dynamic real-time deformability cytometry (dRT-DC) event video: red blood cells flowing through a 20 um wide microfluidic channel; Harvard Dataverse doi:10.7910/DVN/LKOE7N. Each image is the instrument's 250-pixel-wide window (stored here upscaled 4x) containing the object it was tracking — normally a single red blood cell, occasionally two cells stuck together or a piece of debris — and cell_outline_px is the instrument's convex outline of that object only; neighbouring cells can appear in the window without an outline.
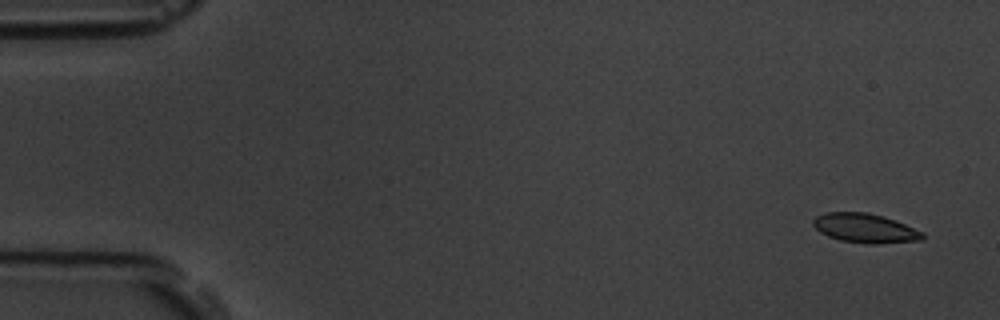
{"species": "common noctule bat (a hibernating species)", "species_latin": "Nyctalus noctula", "temperature_condition": "room temperature", "stored_images_in_passage": 5, "camera_frame_rate_fps": 3000, "um_per_image_px": 0.085, "animal": {"sex": "male", "body_mass_g": 19.5, "forearm_length_mm": 54.6}, "frame": {"image": 1, "passage_image": 1, "time_ms": 0.0, "image_size_px": [1000, 320], "cell_outline_px": [[924, 240], [876, 244], [868, 244], [840, 240], [828, 236], [820, 232], [812, 224], [812, 220], [816, 216], [824, 212], [868, 212], [884, 216], [896, 220], [924, 232]], "centroid_in_image_um": [73.55, 19.39], "position_along_channel_um": 11.5, "area_um2": 18.9}}
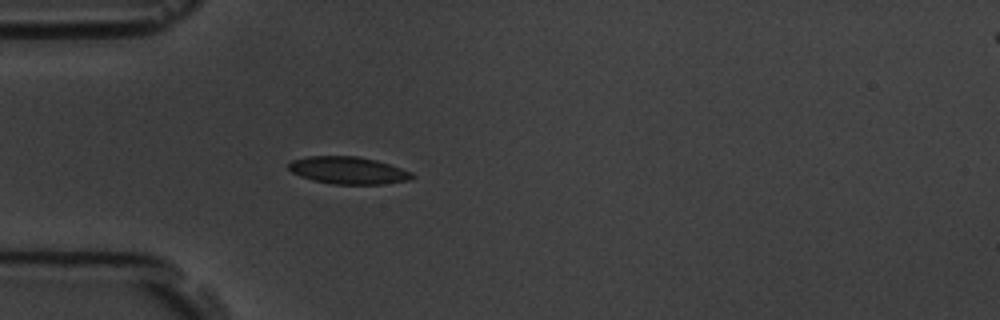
{"frame": {"image": 2, "passage_image": 5, "time_ms": 4.667, "image_size_px": [1000, 320], "cell_outline_px": [[416, 176], [412, 180], [380, 184], [332, 184], [312, 180], [300, 176], [292, 172], [288, 168], [288, 164], [292, 160], [308, 156], [356, 156], [376, 160], [412, 172]], "centroid_in_image_um": [29.6, 14.48], "position_along_channel_um": 55.4, "area_um2": 19.65}}